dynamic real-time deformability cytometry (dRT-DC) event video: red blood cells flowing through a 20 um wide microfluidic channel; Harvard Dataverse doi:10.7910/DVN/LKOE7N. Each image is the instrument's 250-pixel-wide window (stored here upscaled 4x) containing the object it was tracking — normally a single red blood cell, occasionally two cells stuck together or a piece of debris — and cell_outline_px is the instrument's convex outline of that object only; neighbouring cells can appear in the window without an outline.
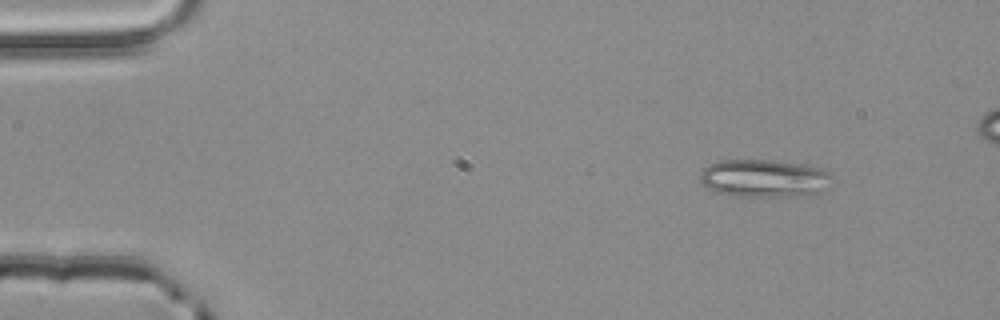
{"species": "common noctule bat (a hibernating species)", "species_latin": "Nyctalus noctula", "temperature_condition": "room temperature", "stored_images_in_passage": 3, "camera_frame_rate_fps": 3000, "um_per_image_px": 0.085, "animal": {"sex": "male", "body_mass_g": 20.4}, "frame": {"image": 1, "passage_image": 1, "time_ms": 0.0, "image_size_px": [1000, 320], "cell_outline_px": [[832, 176], [816, 192], [804, 196], [748, 200], [724, 196], [704, 188], [700, 180], [700, 172], [708, 164], [720, 160], [772, 160], [824, 168], [832, 172]], "centroid_in_image_um": [64.82, 15.22], "position_along_channel_um": 20.2, "area_um2": 30.29}}